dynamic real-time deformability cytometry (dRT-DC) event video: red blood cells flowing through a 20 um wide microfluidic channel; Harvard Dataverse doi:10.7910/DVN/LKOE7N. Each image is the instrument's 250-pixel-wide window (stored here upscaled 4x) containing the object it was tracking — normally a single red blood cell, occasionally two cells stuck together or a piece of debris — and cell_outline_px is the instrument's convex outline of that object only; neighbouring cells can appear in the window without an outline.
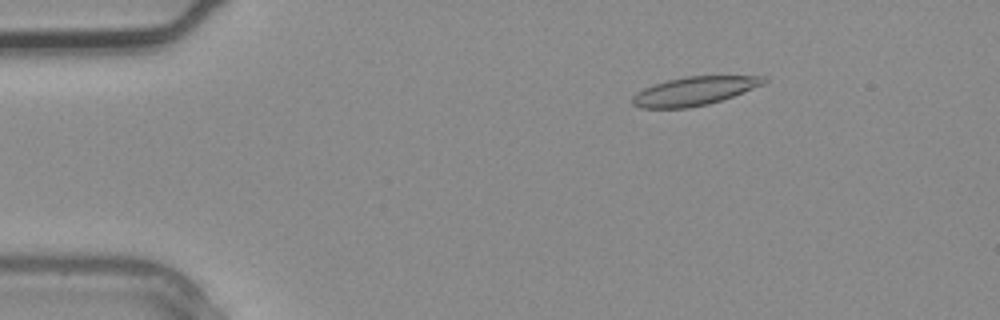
{"species": "common noctule bat (a hibernating species)", "species_latin": "Nyctalus noctula", "temperature_condition": "warm", "stored_images_in_passage": 3, "camera_frame_rate_fps": 3000, "um_per_image_px": 0.085, "animal": {"sex": "male", "body_mass_g": 20.4}, "frame": {"image": 1, "passage_image": 2, "time_ms": 0.333, "image_size_px": [1000, 320], "cell_outline_px": [[768, 80], [764, 84], [732, 96], [708, 104], [688, 108], [640, 108], [632, 104], [632, 96], [644, 88], [668, 80], [684, 76], [764, 76]], "centroid_in_image_um": [59.0, 7.74], "position_along_channel_um": 26.0, "area_um2": 21.68}}
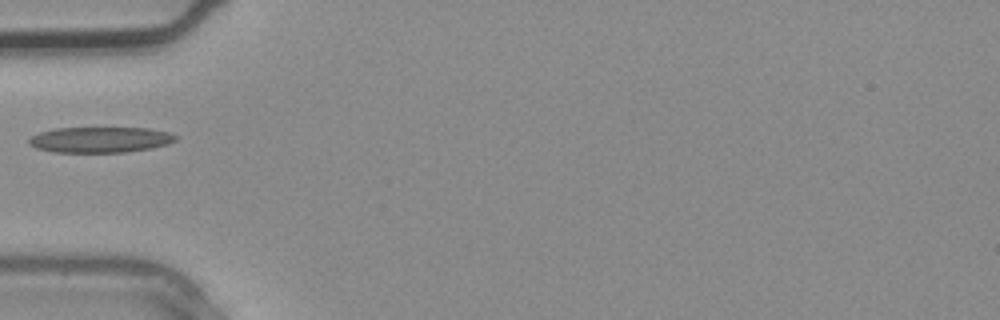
{"frame": {"image": 2, "passage_image": 3, "time_ms": 0.667, "image_size_px": [1000, 320], "cell_outline_px": [[180, 136], [176, 140], [168, 144], [152, 148], [128, 152], [52, 152], [36, 148], [28, 144], [28, 140], [32, 136], [40, 132], [56, 128], [148, 128], [168, 132]], "centroid_in_image_um": [8.54, 11.88], "position_along_channel_um": 76.5, "area_um2": 22.08}}